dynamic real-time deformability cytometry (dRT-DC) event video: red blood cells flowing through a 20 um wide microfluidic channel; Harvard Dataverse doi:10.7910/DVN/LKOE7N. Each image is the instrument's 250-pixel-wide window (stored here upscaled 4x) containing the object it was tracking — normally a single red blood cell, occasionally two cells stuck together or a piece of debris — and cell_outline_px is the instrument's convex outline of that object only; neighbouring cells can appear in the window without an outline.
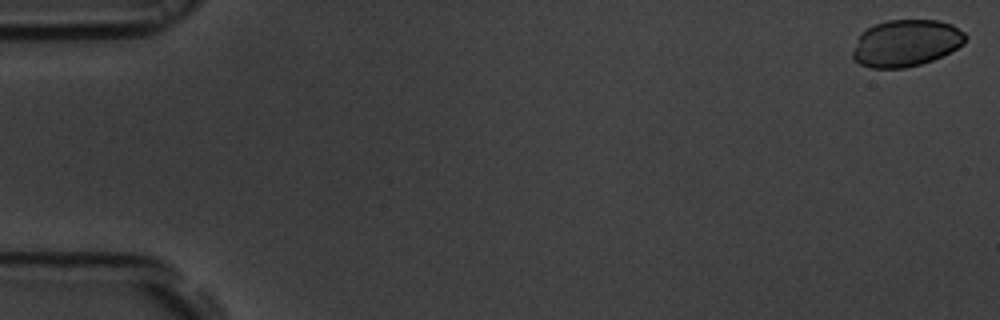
{"species": "common noctule bat (a hibernating species)", "species_latin": "Nyctalus noctula", "temperature_condition": "room temperature", "stored_images_in_passage": 15, "camera_frame_rate_fps": 3000, "um_per_image_px": 0.085, "animal": {"sex": "male", "body_mass_g": 19.5, "forearm_length_mm": 54.6}, "frame": {"image": 1, "passage_image": 1, "time_ms": 0.0, "image_size_px": [1000, 320], "cell_outline_px": [[968, 36], [964, 44], [932, 60], [920, 64], [904, 68], [872, 68], [860, 64], [852, 56], [852, 52], [860, 32], [876, 24], [888, 20], [940, 20], [952, 24], [964, 32]], "centroid_in_image_um": [77.02, 3.65], "position_along_channel_um": 8.0, "area_um2": 30.69}}